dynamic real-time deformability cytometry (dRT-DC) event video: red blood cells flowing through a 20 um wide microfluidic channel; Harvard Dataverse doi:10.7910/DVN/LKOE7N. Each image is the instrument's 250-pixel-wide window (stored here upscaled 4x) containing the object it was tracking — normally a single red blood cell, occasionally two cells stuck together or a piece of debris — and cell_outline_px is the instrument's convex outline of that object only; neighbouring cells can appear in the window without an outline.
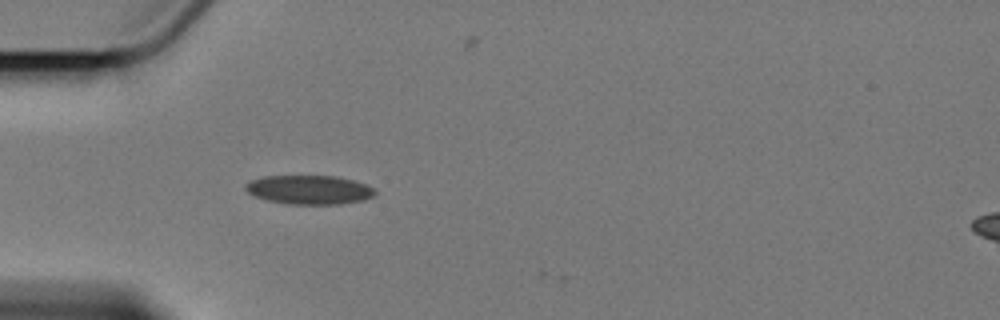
{"species": "Egyptian fruit bat (a non-hibernating species)", "species_latin": "Rousettus aegyptiacus", "temperature_condition": "cold", "stored_images_in_passage": 4, "camera_frame_rate_fps": 3000, "um_per_image_px": 0.085, "animal": {"sex": "female"}, "frame": {"image": 1, "passage_image": 3, "time_ms": 2.333, "image_size_px": [1000, 320], "cell_outline_px": [[376, 192], [372, 196], [364, 200], [336, 204], [288, 204], [268, 200], [256, 196], [248, 192], [244, 188], [244, 184], [252, 180], [264, 176], [336, 176], [352, 180], [364, 184], [372, 188]], "centroid_in_image_um": [26.26, 16.13], "position_along_channel_um": 58.7, "area_um2": 21.62}}